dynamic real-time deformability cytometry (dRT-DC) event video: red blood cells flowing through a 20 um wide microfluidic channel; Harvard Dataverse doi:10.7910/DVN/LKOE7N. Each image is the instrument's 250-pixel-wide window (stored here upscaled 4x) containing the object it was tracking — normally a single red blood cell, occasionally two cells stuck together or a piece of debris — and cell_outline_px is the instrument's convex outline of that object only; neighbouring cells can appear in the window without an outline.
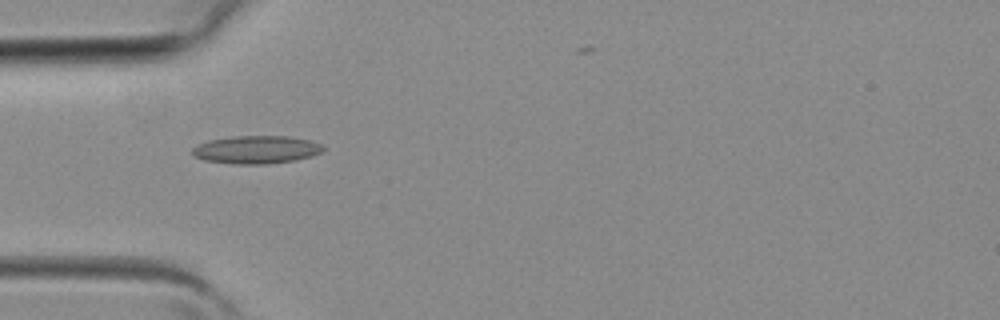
{"species": "common noctule bat (a hibernating species)", "species_latin": "Nyctalus noctula", "temperature_condition": "room temperature", "stored_images_in_passage": 4, "camera_frame_rate_fps": 3000, "um_per_image_px": 0.085, "animal": {"sex": "female", "body_mass_g": 19.3, "forearm_length_mm": 54.1}, "frame": {"image": 1, "passage_image": 3, "time_ms": 0.667, "image_size_px": [1000, 320], "cell_outline_px": [[324, 148], [320, 152], [312, 156], [296, 160], [268, 164], [236, 164], [204, 160], [196, 156], [192, 152], [192, 148], [208, 140], [232, 136], [288, 136], [308, 140], [320, 144]], "centroid_in_image_um": [21.79, 12.72], "position_along_channel_um": 63.2, "area_um2": 21.15}}
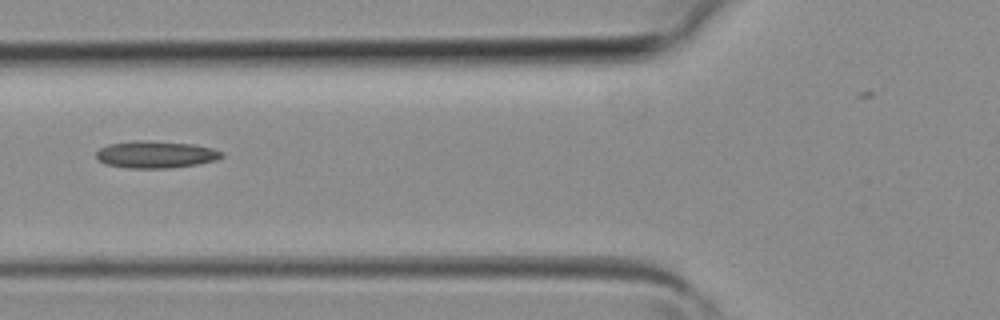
{"frame": {"image": 2, "passage_image": 4, "time_ms": 1.0, "image_size_px": [1000, 320], "cell_outline_px": [[224, 156], [216, 160], [196, 164], [168, 168], [128, 168], [104, 164], [96, 160], [96, 152], [100, 148], [108, 144], [136, 140], [148, 140], [192, 144], [212, 148], [224, 152]], "centroid_in_image_um": [13.2, 13.13], "position_along_channel_um": 112.6, "area_um2": 19.94}}